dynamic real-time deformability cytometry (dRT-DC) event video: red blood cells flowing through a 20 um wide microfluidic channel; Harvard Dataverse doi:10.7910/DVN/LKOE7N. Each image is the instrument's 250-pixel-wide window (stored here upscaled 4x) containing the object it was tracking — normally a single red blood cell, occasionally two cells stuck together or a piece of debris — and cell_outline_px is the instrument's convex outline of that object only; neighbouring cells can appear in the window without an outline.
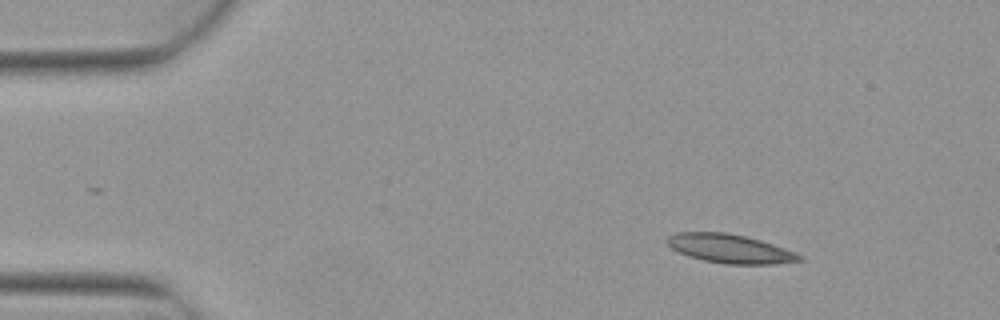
{"species": "Egyptian fruit bat (a non-hibernating species)", "species_latin": "Rousettus aegyptiacus", "temperature_condition": "warm", "stored_images_in_passage": 3, "camera_frame_rate_fps": 3000, "um_per_image_px": 0.085, "animal": {"sex": "female"}, "frame": {"image": 1, "passage_image": 1, "time_ms": 0.0, "image_size_px": [1000, 320], "cell_outline_px": [[804, 260], [776, 264], [728, 264], [704, 260], [688, 256], [672, 248], [664, 240], [668, 236], [676, 232], [724, 232], [744, 236], [760, 240], [796, 252], [804, 256]], "centroid_in_image_um": [62.06, 21.13], "position_along_channel_um": 22.9, "area_um2": 22.2}}